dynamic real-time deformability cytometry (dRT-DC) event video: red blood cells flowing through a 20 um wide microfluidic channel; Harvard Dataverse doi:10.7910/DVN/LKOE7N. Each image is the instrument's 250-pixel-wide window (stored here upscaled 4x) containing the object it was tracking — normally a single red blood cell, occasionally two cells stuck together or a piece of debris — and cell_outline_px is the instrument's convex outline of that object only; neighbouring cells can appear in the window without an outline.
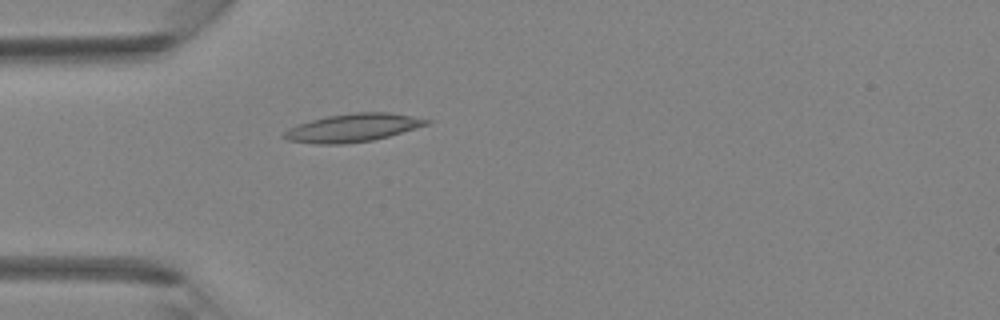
{"species": "Egyptian fruit bat (a non-hibernating species)", "species_latin": "Rousettus aegyptiacus", "temperature_condition": "room temperature", "stored_images_in_passage": 2, "camera_frame_rate_fps": 3000, "um_per_image_px": 0.085, "animal": {"sex": "female"}, "frame": {"image": 1, "passage_image": 2, "time_ms": 0.333, "image_size_px": [1000, 320], "cell_outline_px": [[432, 120], [428, 124], [388, 136], [372, 140], [344, 144], [316, 144], [288, 140], [280, 136], [288, 128], [312, 120], [328, 116], [356, 112], [388, 112]], "centroid_in_image_um": [29.96, 10.86], "position_along_channel_um": 55.0, "area_um2": 23.0}}